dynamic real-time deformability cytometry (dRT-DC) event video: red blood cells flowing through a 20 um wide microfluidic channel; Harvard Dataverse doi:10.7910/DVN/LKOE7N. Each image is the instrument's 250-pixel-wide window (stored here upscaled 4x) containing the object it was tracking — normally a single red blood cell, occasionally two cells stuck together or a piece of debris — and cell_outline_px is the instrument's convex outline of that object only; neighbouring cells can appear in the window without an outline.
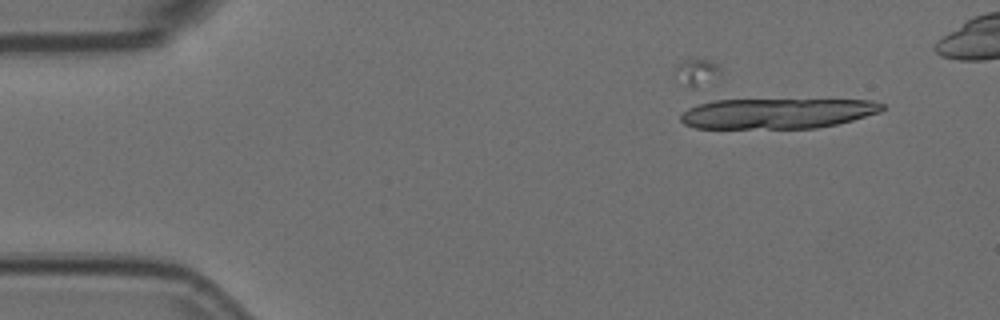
{"species": "Egyptian fruit bat (a non-hibernating species)", "species_latin": "Rousettus aegyptiacus", "temperature_condition": "room temperature", "stored_images_in_passage": 13, "camera_frame_rate_fps": 3000, "um_per_image_px": 0.085, "animal": {"sex": "female"}, "frame": {"image": 1, "passage_image": 4, "time_ms": 1.0, "image_size_px": [1000, 320], "cell_outline_px": [[884, 108], [880, 112], [852, 120], [836, 124], [816, 128], [696, 128], [684, 124], [680, 120], [680, 116], [688, 108], [712, 100], [872, 100], [884, 104]], "centroid_in_image_um": [66.06, 9.64], "position_along_channel_um": 18.9, "area_um2": 35.43}}